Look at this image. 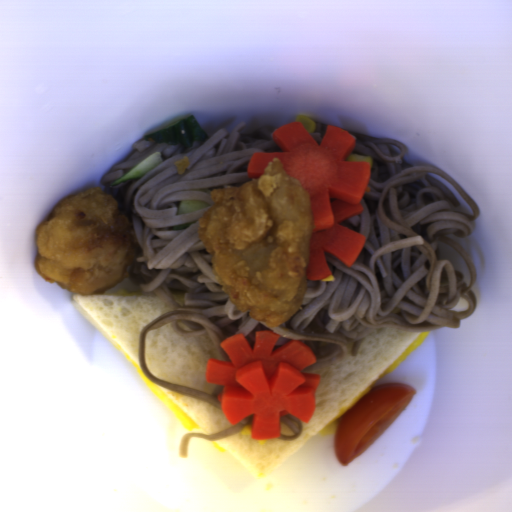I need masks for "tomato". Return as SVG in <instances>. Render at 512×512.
I'll return each instance as SVG.
<instances>
[{
    "mask_svg": "<svg viewBox=\"0 0 512 512\" xmlns=\"http://www.w3.org/2000/svg\"><path fill=\"white\" fill-rule=\"evenodd\" d=\"M415 389L402 383L371 388L339 416L334 450L339 463L348 466L364 454L409 404Z\"/></svg>",
    "mask_w": 512,
    "mask_h": 512,
    "instance_id": "tomato-1",
    "label": "tomato"
}]
</instances>
